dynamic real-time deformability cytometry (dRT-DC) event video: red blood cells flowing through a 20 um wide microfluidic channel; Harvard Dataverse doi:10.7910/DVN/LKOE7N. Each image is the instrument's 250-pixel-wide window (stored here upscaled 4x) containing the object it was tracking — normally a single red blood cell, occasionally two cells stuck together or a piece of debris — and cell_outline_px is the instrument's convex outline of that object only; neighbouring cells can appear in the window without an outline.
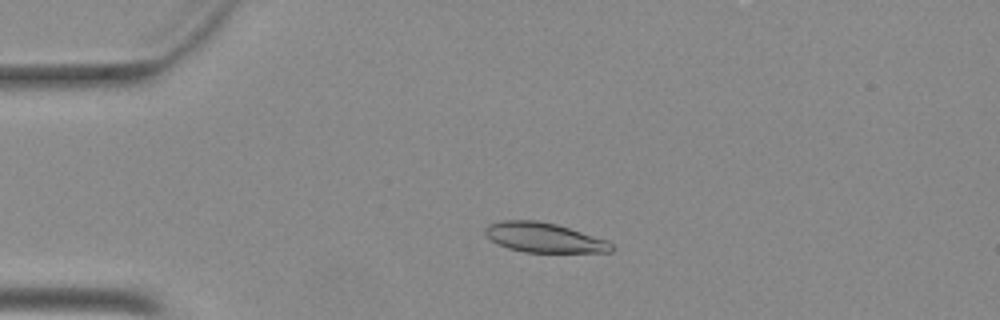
{"species": "Egyptian fruit bat (a non-hibernating species)", "species_latin": "Rousettus aegyptiacus", "temperature_condition": "warm", "stored_images_in_passage": 51, "camera_frame_rate_fps": 3000, "um_per_image_px": 0.085, "animal": {"sex": "female"}, "frame": {"image": 1, "passage_image": 12, "time_ms": 3.667, "image_size_px": [1000, 320], "cell_outline_px": [[616, 248], [612, 252], [524, 252], [508, 248], [496, 244], [484, 232], [484, 228], [488, 224], [500, 220], [536, 220], [556, 224], [608, 240]], "centroid_in_image_um": [46.24, 20.19], "position_along_channel_um": 38.8, "area_um2": 21.96}}
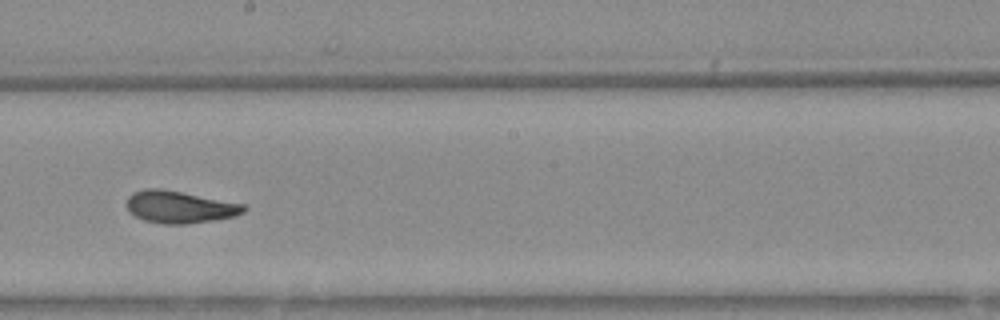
{"frame": {"image": 2, "passage_image": 29, "time_ms": 9.333, "image_size_px": [1000, 320], "cell_outline_px": [[248, 208], [244, 212], [236, 216], [188, 224], [164, 224], [144, 220], [128, 212], [128, 196], [132, 192], [148, 188], [160, 188], [244, 204]], "centroid_in_image_um": [15.27, 17.6], "position_along_channel_um": 232.9, "area_um2": 21.85}}
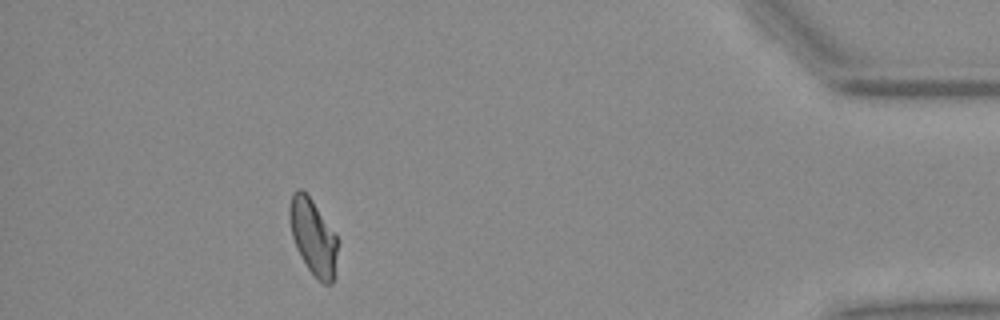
{"frame": {"image": 3, "passage_image": 46, "time_ms": 15.0, "image_size_px": [1000, 320], "cell_outline_px": [[336, 276], [332, 284], [324, 284], [308, 268], [300, 256], [296, 248], [292, 236], [288, 216], [288, 208], [292, 192], [296, 188], [300, 188], [312, 200], [336, 236]], "centroid_in_image_um": [26.58, 20.13], "position_along_channel_um": 408.6, "area_um2": 21.04}}